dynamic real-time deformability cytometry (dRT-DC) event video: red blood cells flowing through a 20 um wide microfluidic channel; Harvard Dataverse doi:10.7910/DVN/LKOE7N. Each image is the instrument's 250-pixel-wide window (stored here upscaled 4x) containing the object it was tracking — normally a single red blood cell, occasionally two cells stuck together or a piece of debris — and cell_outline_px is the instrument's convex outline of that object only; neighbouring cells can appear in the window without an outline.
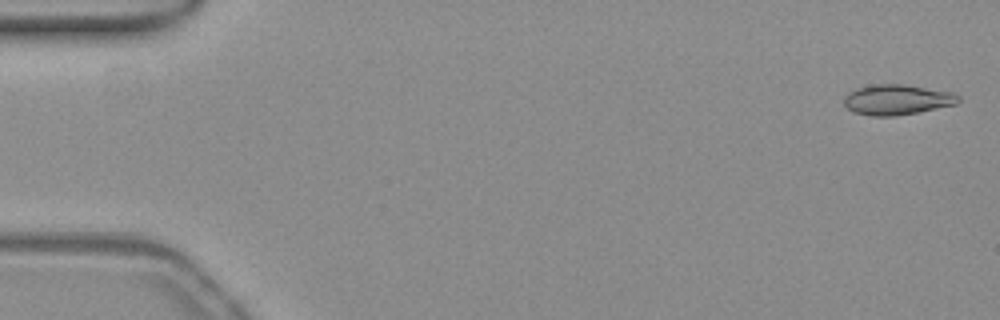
{"species": "common noctule bat (a hibernating species)", "species_latin": "Nyctalus noctula", "temperature_condition": "warm", "stored_images_in_passage": 53, "camera_frame_rate_fps": 3000, "um_per_image_px": 0.085, "animal": {"sex": "female", "body_mass_g": 19.3, "forearm_length_mm": 54.1}, "frame": {"image": 1, "passage_image": 2, "time_ms": 0.333, "image_size_px": [1000, 320], "cell_outline_px": [[960, 100], [956, 104], [896, 116], [872, 116], [852, 112], [844, 104], [844, 96], [848, 92], [856, 88], [872, 84], [900, 84], [952, 92], [960, 96]], "centroid_in_image_um": [76.2, 8.47], "position_along_channel_um": 8.8, "area_um2": 20.11}}
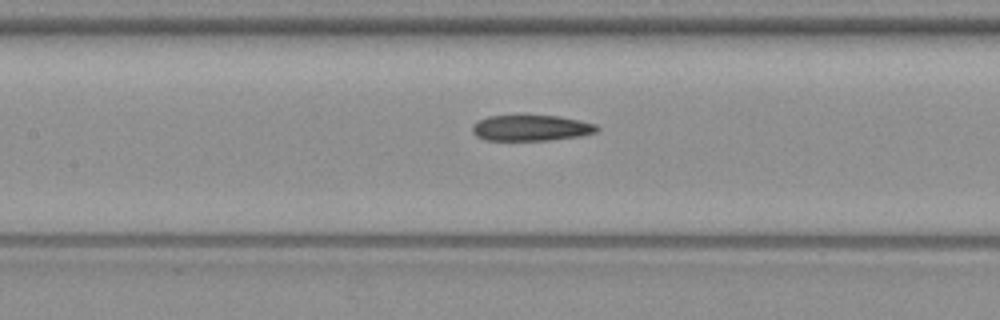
{"frame": {"image": 2, "passage_image": 25, "time_ms": 8.0, "image_size_px": [1000, 320], "cell_outline_px": [[600, 128], [596, 132], [580, 136], [548, 140], [484, 140], [476, 136], [472, 132], [472, 124], [488, 116], [560, 116], [580, 120], [596, 124]], "centroid_in_image_um": [45.15, 10.88], "position_along_channel_um": 162.3, "area_um2": 18.73}}
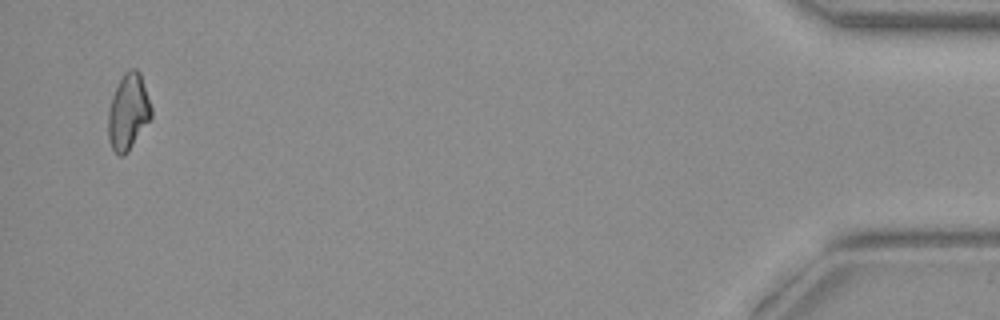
{"frame": {"image": 3, "passage_image": 52, "time_ms": 17.0, "image_size_px": [1000, 320], "cell_outline_px": [[152, 116], [128, 152], [124, 156], [120, 156], [112, 148], [108, 136], [108, 112], [112, 96], [124, 72], [128, 68], [136, 68], [140, 72], [152, 108]], "centroid_in_image_um": [10.9, 9.5], "position_along_channel_um": 424.3, "area_um2": 19.02}, "authors_computed_cell_mechanics": {"area_um2": 19.5364, "velocity_mm_per_s": 3.9016, "shape_relaxation_time_tau1_ms": null, "shape_relaxation_time_tau2_ms": 2.0657, "deformation_change_tau1": null, "deformation_change_tau2": 0.0997}}